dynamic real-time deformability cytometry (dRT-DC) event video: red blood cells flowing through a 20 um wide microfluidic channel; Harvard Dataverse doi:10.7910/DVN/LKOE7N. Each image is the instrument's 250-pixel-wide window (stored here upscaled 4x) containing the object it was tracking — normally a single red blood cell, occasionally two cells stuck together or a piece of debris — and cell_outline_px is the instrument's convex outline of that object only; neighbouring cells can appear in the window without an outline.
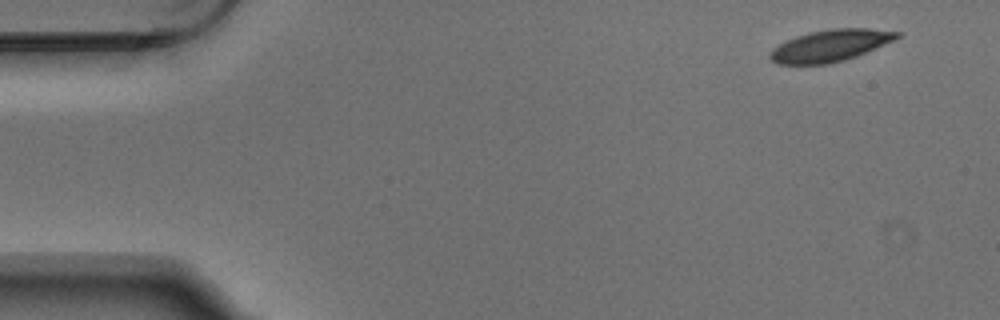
{"species": "Egyptian fruit bat (a non-hibernating species)", "species_latin": "Rousettus aegyptiacus", "temperature_condition": "warm", "stored_images_in_passage": 4, "camera_frame_rate_fps": 3000, "um_per_image_px": 0.085, "animal": {"sex": "male"}, "frame": {"image": 1, "passage_image": 1, "time_ms": 0.0, "image_size_px": [1000, 320], "cell_outline_px": [[904, 32], [896, 40], [856, 56], [844, 60], [828, 64], [776, 64], [768, 56], [768, 52], [772, 48], [796, 36], [808, 32], [832, 28], [868, 28]], "centroid_in_image_um": [70.6, 3.87], "position_along_channel_um": 14.4, "area_um2": 23.7}}
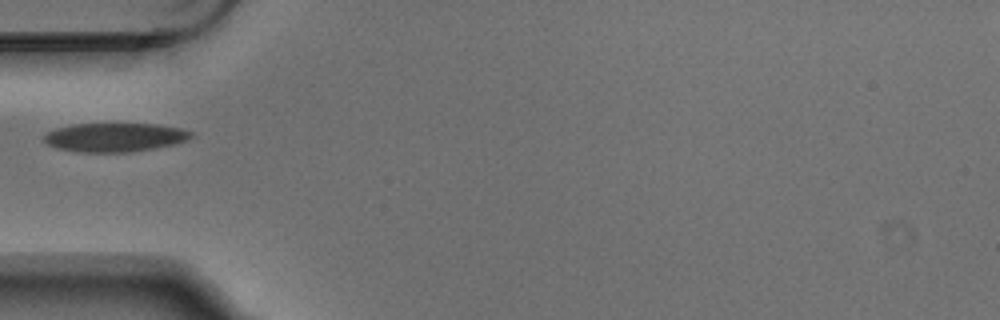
{"frame": {"image": 2, "passage_image": 4, "time_ms": 1.0, "image_size_px": [1000, 320], "cell_outline_px": [[192, 136], [188, 140], [172, 144], [152, 148], [128, 152], [80, 152], [56, 148], [48, 144], [44, 140], [44, 136], [48, 132], [56, 128], [72, 124], [156, 124], [184, 128], [192, 132]], "centroid_in_image_um": [9.76, 11.66], "position_along_channel_um": 75.2, "area_um2": 24.57}}